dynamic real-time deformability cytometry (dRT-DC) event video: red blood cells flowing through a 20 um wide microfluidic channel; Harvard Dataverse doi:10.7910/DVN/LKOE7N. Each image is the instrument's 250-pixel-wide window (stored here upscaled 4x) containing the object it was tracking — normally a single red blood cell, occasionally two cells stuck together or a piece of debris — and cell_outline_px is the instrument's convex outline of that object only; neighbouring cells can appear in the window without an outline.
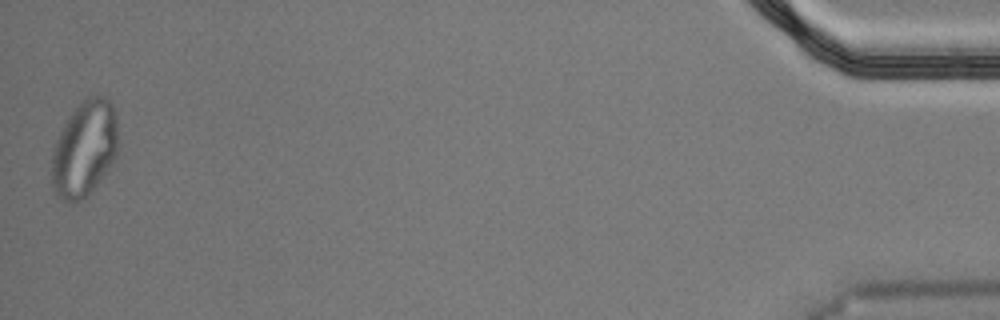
{"species": "Egyptian fruit bat (a non-hibernating species)", "species_latin": "Rousettus aegyptiacus", "temperature_condition": "cold", "stored_images_in_passage": 49, "segment_of_instrument_passage": [2, 2], "camera_frame_rate_fps": 3000, "um_per_image_px": 0.085, "animal": {"sex": "male"}, "frame": {"image": 1, "passage_image": 49, "time_ms": 16.0, "image_size_px": [1000, 320], "cell_outline_px": [[116, 156], [112, 164], [88, 196], [72, 204], [68, 204], [56, 196], [52, 188], [52, 156], [56, 140], [68, 116], [88, 96], [104, 96], [112, 104], [116, 112]], "centroid_in_image_um": [7.16, 12.69], "position_along_channel_um": 428.0, "area_um2": 37.05}}